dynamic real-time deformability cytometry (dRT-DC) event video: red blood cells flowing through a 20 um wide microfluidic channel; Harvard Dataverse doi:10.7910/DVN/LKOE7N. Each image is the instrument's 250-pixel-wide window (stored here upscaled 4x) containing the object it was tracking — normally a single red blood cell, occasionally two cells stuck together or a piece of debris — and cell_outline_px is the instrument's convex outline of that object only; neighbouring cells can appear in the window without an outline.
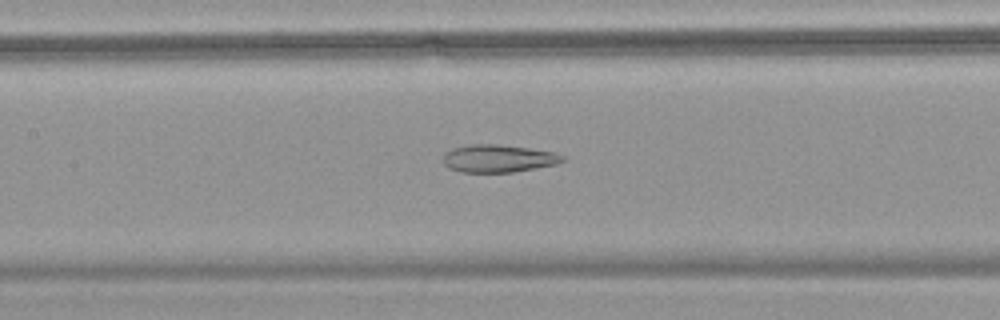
{"species": "common noctule bat (a hibernating species)", "species_latin": "Nyctalus noctula", "temperature_condition": "warm", "stored_images_in_passage": 48, "camera_frame_rate_fps": 3000, "um_per_image_px": 0.085, "animal": {"sex": "female", "body_mass_g": 18.4}, "frame": {"image": 1, "passage_image": 28, "time_ms": 9.0, "image_size_px": [1000, 320], "cell_outline_px": [[564, 160], [556, 164], [536, 168], [512, 172], [460, 172], [448, 168], [440, 160], [444, 152], [452, 148], [468, 144], [496, 144], [528, 148], [556, 152], [564, 156]], "centroid_in_image_um": [42.29, 13.46], "position_along_channel_um": 165.1, "area_um2": 19.48}}
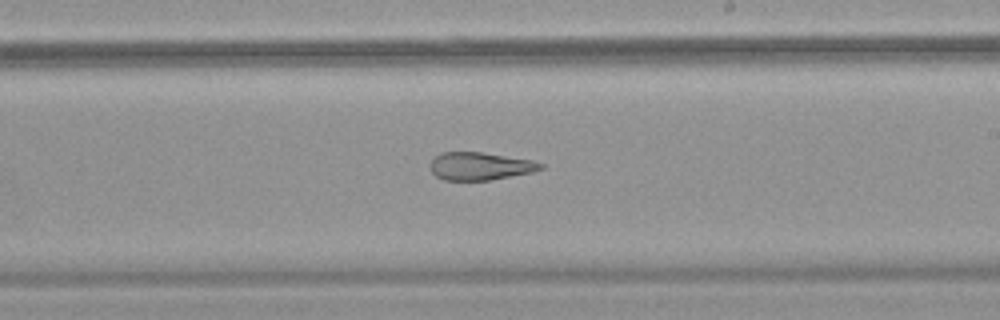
{"frame": {"image": 2, "passage_image": 35, "time_ms": 11.333, "image_size_px": [1000, 320], "cell_outline_px": [[544, 168], [532, 172], [488, 180], [444, 180], [436, 176], [432, 172], [432, 160], [440, 152], [480, 152], [532, 160], [544, 164]], "centroid_in_image_um": [40.82, 14.12], "position_along_channel_um": 248.2, "area_um2": 17.63}}
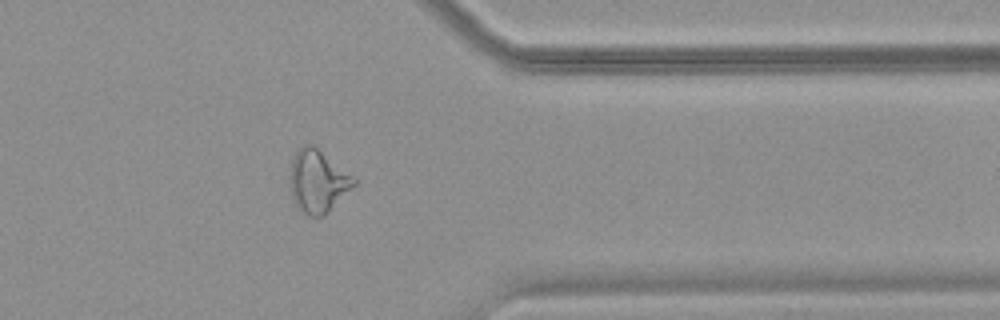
{"frame": {"image": 3, "passage_image": 47, "time_ms": 15.333, "image_size_px": [1000, 320], "cell_outline_px": [[356, 184], [324, 216], [308, 216], [300, 212], [296, 208], [288, 184], [288, 180], [292, 156], [304, 144], [312, 144], [352, 176], [356, 180]], "centroid_in_image_um": [26.95, 15.43], "position_along_channel_um": 384.5, "area_um2": 23.41}}